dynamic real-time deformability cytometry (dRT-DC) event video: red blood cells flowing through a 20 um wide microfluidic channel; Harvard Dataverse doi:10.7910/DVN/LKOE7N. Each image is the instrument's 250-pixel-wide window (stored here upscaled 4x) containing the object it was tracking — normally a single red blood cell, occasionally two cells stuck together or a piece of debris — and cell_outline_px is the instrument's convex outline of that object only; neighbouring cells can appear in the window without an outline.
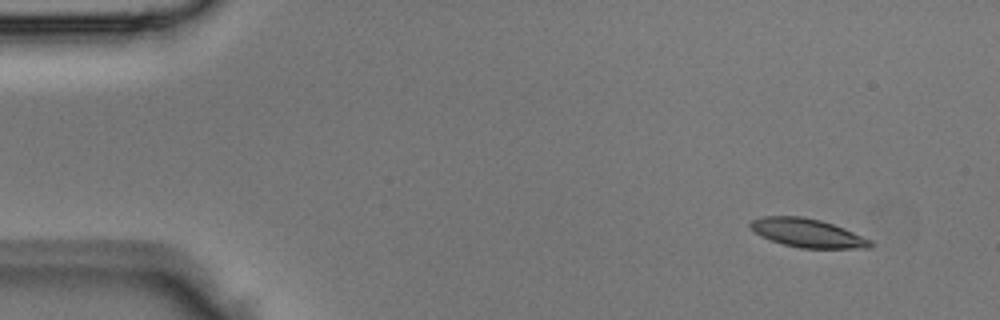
{"species": "Egyptian fruit bat (a non-hibernating species)", "species_latin": "Rousettus aegyptiacus", "temperature_condition": "room temperature", "stored_images_in_passage": 4, "camera_frame_rate_fps": 3000, "um_per_image_px": 0.085, "animal": {"sex": "male"}, "frame": {"image": 1, "passage_image": 1, "time_ms": 0.0, "image_size_px": [1000, 320], "cell_outline_px": [[872, 244], [868, 248], [800, 248], [784, 244], [760, 236], [748, 224], [752, 220], [760, 216], [804, 216], [820, 220], [844, 228], [872, 240]], "centroid_in_image_um": [68.62, 19.79], "position_along_channel_um": 16.4, "area_um2": 19.88}}
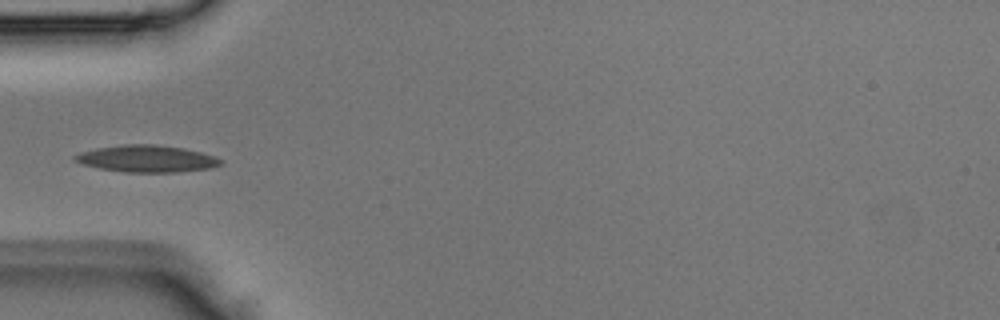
{"frame": {"image": 2, "passage_image": 4, "time_ms": 1.0, "image_size_px": [1000, 320], "cell_outline_px": [[224, 164], [212, 168], [176, 172], [124, 172], [100, 168], [84, 164], [72, 160], [72, 156], [80, 152], [96, 148], [124, 144], [156, 144], [184, 148], [216, 156], [224, 160]], "centroid_in_image_um": [12.51, 13.48], "position_along_channel_um": 72.5, "area_um2": 23.06}}